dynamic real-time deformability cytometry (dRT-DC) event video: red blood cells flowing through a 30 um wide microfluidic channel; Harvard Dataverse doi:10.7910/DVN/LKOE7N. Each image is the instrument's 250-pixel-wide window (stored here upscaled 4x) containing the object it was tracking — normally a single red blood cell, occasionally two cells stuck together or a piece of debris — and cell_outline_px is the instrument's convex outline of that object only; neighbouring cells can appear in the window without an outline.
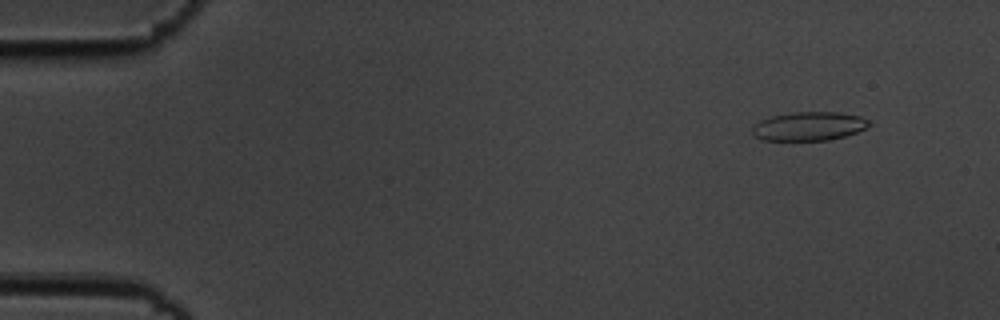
{"species": "common noctule bat (a hibernating species)", "species_latin": "Nyctalus noctula", "temperature_condition": "cold", "stored_images_in_passage": 6, "camera_frame_rate_fps": 3000, "um_per_image_px": 0.085, "animal": {"sex": "male", "body_mass_g": 19.5, "forearm_length_mm": 54.6}, "frame": {"image": 1, "passage_image": 6, "time_ms": 1.667, "image_size_px": [1000, 320], "cell_outline_px": [[872, 124], [856, 132], [844, 136], [828, 140], [764, 140], [756, 136], [752, 132], [752, 128], [760, 120], [772, 116], [792, 112], [840, 112], [860, 116], [868, 120]], "centroid_in_image_um": [68.77, 10.72], "position_along_channel_um": 16.2, "area_um2": 19.42}}